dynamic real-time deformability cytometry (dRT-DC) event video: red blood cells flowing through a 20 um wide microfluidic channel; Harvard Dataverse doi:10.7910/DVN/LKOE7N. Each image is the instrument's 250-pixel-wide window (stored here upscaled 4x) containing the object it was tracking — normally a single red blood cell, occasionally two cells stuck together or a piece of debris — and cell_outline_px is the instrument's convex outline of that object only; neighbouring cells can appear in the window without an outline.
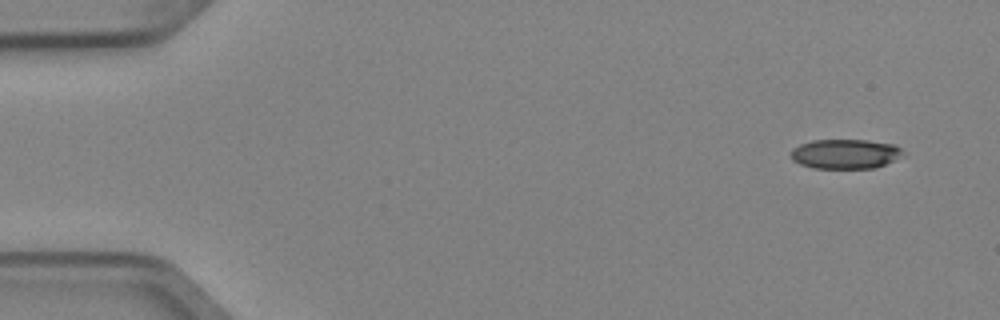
{"species": "Egyptian fruit bat (a non-hibernating species)", "species_latin": "Rousettus aegyptiacus", "temperature_condition": "cold", "stored_images_in_passage": 5, "camera_frame_rate_fps": 3000, "um_per_image_px": 0.085, "animal": {"sex": "female"}, "frame": {"image": 1, "passage_image": 1, "time_ms": 0.0, "image_size_px": [1000, 320], "cell_outline_px": [[904, 152], [892, 160], [876, 168], [812, 168], [800, 164], [792, 160], [792, 148], [800, 144], [812, 140], [868, 140], [896, 144]], "centroid_in_image_um": [71.82, 13.07], "position_along_channel_um": 13.2, "area_um2": 19.25}}
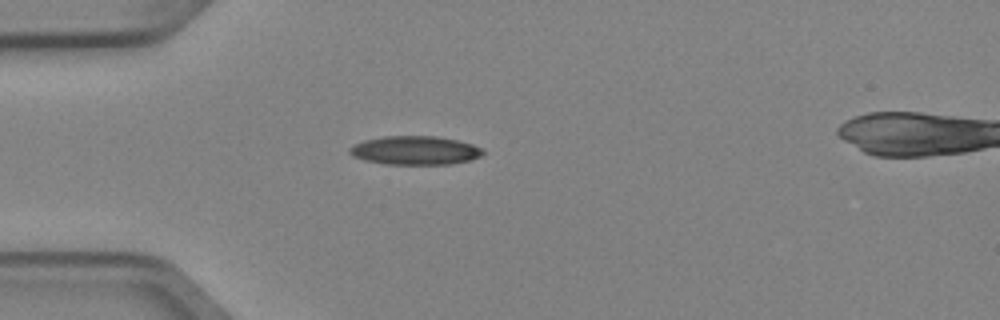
{"frame": {"image": 2, "passage_image": 4, "time_ms": 1.0, "image_size_px": [1000, 320], "cell_outline_px": [[484, 152], [480, 156], [472, 160], [448, 164], [384, 164], [364, 160], [352, 156], [348, 152], [348, 148], [364, 140], [384, 136], [436, 136], [456, 140], [472, 144], [484, 148]], "centroid_in_image_um": [35.28, 12.78], "position_along_channel_um": 49.7, "area_um2": 22.37}}